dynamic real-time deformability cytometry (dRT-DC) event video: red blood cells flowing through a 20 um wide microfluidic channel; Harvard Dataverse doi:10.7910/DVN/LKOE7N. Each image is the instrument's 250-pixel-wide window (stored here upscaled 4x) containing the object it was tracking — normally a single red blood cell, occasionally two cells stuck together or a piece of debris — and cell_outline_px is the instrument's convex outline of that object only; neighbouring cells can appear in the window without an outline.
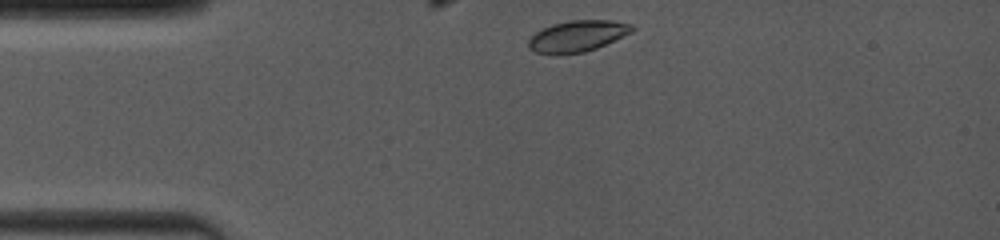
{"species": "common noctule bat (a hibernating species)", "species_latin": "Nyctalus noctula", "temperature_condition": "room temperature", "stored_images_in_passage": 8, "camera_frame_rate_fps": 4000, "um_per_image_px": 0.085, "animal": {"sex": "female", "body_mass_g": 19.0, "forearm_length_mm": 53.3}, "frame": {"image": 1, "passage_image": 1, "time_ms": 0.0, "image_size_px": [1000, 240], "cell_outline_px": [[636, 28], [632, 32], [596, 48], [584, 52], [556, 56], [536, 52], [528, 48], [528, 40], [536, 32], [552, 24], [568, 20], [612, 20], [632, 24]], "centroid_in_image_um": [49.07, 3.08], "position_along_channel_um": 35.9, "area_um2": 19.07}}